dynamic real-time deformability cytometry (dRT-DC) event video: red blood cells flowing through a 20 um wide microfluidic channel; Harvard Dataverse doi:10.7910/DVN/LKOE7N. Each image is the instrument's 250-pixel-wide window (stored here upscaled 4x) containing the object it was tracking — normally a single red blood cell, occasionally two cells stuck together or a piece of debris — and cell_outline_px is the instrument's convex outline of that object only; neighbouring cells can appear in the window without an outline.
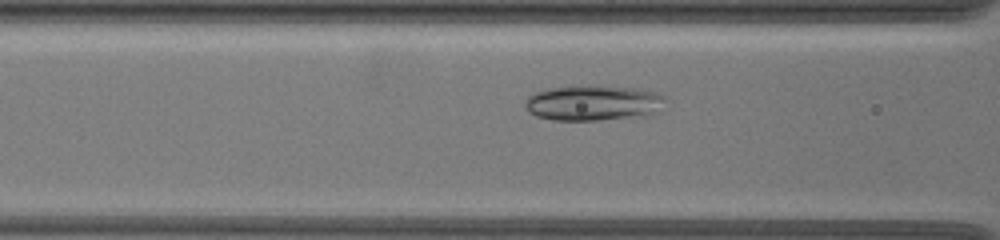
{"species": "common noctule bat (a hibernating species)", "species_latin": "Nyctalus noctula", "temperature_condition": "warm", "stored_images_in_passage": 44, "camera_frame_rate_fps": 3000, "um_per_image_px": 0.085, "animal": {"sex": "female", "body_mass_g": 19.5, "forearm_length_mm": 54.1}, "frame": {"image": 1, "passage_image": 11, "time_ms": 3.333, "image_size_px": [1000, 240], "cell_outline_px": [[664, 100], [648, 116], [600, 120], [552, 120], [536, 116], [528, 112], [524, 104], [528, 96], [536, 92], [548, 88], [588, 84], [640, 88], [656, 92], [664, 96]], "centroid_in_image_um": [50.37, 8.73], "position_along_channel_um": 116.2, "area_um2": 29.25}}
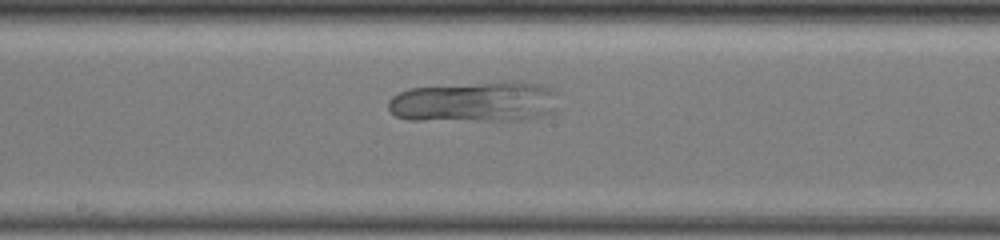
{"frame": {"image": 2, "passage_image": 19, "time_ms": 6.0, "image_size_px": [1000, 240], "cell_outline_px": [[556, 112], [528, 120], [408, 120], [396, 116], [388, 108], [388, 100], [392, 96], [408, 88], [508, 80], [516, 80], [540, 84], [552, 88], [556, 92]], "centroid_in_image_um": [40.41, 8.64], "position_along_channel_um": 207.8, "area_um2": 41.15}}
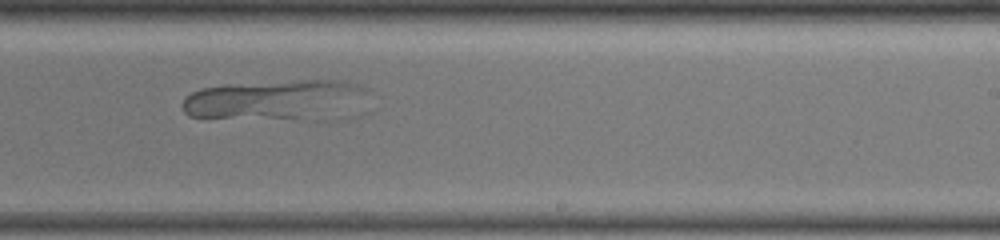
{"frame": {"image": 3, "passage_image": 24, "time_ms": 7.667, "image_size_px": [1000, 240], "cell_outline_px": [[372, 92], [296, 116], [188, 116], [184, 112], [180, 104], [184, 96], [200, 88], [228, 84], [300, 80], [348, 80]], "centroid_in_image_um": [22.88, 8.33], "position_along_channel_um": 266.1, "area_um2": 37.8}}